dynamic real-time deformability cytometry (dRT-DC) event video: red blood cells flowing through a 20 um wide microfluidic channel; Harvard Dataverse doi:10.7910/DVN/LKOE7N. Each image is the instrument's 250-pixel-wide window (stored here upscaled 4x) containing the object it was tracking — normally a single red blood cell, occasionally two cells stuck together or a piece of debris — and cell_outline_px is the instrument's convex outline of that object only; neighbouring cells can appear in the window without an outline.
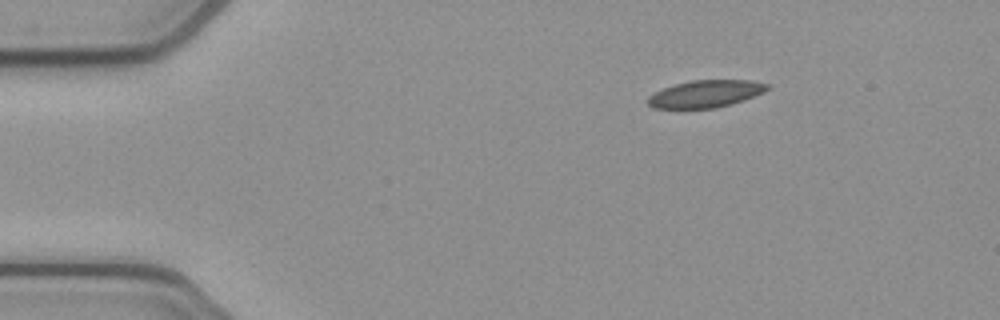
{"species": "common noctule bat (a hibernating species)", "species_latin": "Nyctalus noctula", "temperature_condition": "cold", "stored_images_in_passage": 46, "camera_frame_rate_fps": 3000, "um_per_image_px": 0.085, "animal": {"sex": "female", "body_mass_g": 21.9}, "frame": {"image": 1, "passage_image": 1, "time_ms": 0.0, "image_size_px": [1000, 320], "cell_outline_px": [[772, 88], [764, 92], [744, 100], [732, 104], [716, 108], [652, 108], [648, 104], [648, 96], [664, 88], [676, 84], [692, 80], [752, 80], [768, 84]], "centroid_in_image_um": [60.02, 7.97], "position_along_channel_um": 25.0, "area_um2": 18.96}}
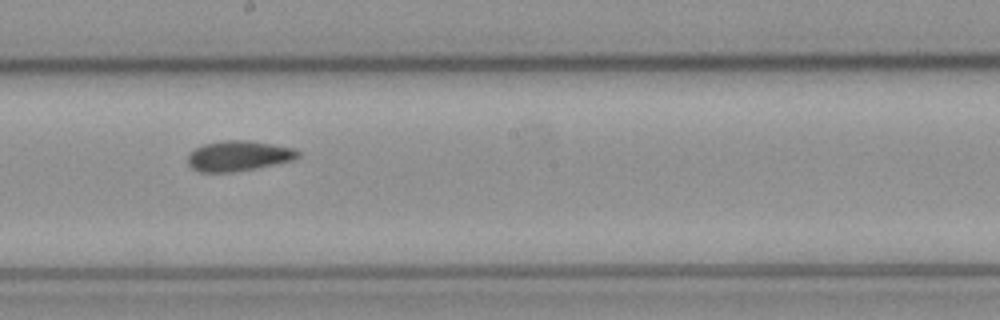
{"frame": {"image": 2, "passage_image": 22, "time_ms": 7.0, "image_size_px": [1000, 320], "cell_outline_px": [[300, 156], [292, 160], [256, 168], [232, 172], [200, 172], [192, 168], [188, 164], [188, 156], [196, 148], [204, 144], [224, 140], [248, 140], [296, 148], [300, 152]], "centroid_in_image_um": [20.3, 13.25], "position_along_channel_um": 227.9, "area_um2": 19.36}}
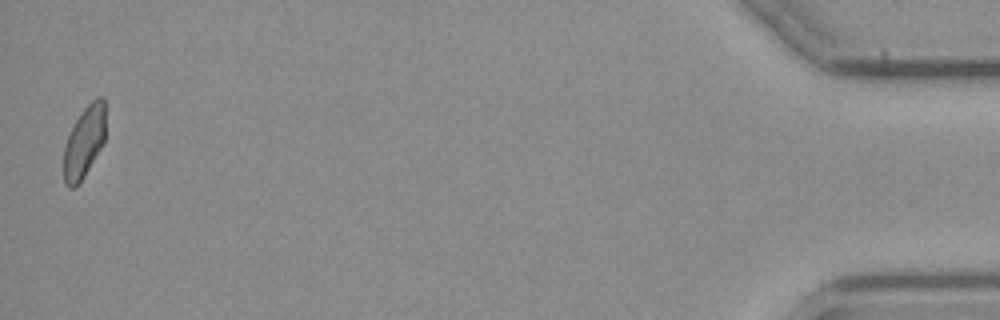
{"frame": {"image": 3, "passage_image": 45, "time_ms": 14.667, "image_size_px": [1000, 320], "cell_outline_px": [[104, 144], [84, 176], [72, 188], [68, 188], [64, 184], [64, 144], [80, 112], [96, 96], [104, 96]], "centroid_in_image_um": [7.16, 12.05], "position_along_channel_um": 428.0, "area_um2": 17.34}, "authors_computed_cell_mechanics": {"area_um2": 19.1318, "velocity_mm_per_s": 3.8754, "shape_relaxation_time_tau1_ms": null, "shape_relaxation_time_tau2_ms": 4.2727, "deformation_change_tau1": null, "deformation_change_tau2": 0.0657}}